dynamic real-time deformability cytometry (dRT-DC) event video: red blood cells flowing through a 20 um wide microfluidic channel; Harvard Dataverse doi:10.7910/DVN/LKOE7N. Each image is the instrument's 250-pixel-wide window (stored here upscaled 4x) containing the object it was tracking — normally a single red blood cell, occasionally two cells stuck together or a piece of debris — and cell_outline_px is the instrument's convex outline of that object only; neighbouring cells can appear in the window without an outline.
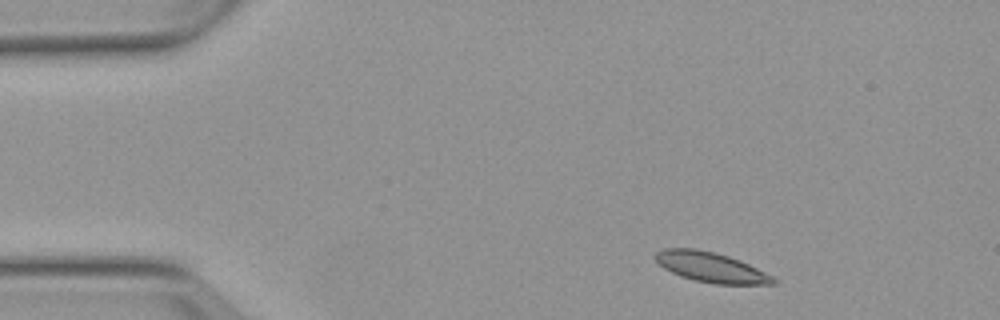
{"species": "Egyptian fruit bat (a non-hibernating species)", "species_latin": "Rousettus aegyptiacus", "temperature_condition": "warm", "stored_images_in_passage": 3, "camera_frame_rate_fps": 3000, "um_per_image_px": 0.085, "animal": {"sex": "female"}, "frame": {"image": 1, "passage_image": 1, "time_ms": 0.0, "image_size_px": [1000, 320], "cell_outline_px": [[776, 284], [716, 284], [696, 280], [680, 276], [664, 268], [652, 256], [656, 252], [664, 248], [696, 248], [728, 256], [740, 260], [772, 276], [776, 280]], "centroid_in_image_um": [60.4, 22.7], "position_along_channel_um": 24.6, "area_um2": 20.4}}